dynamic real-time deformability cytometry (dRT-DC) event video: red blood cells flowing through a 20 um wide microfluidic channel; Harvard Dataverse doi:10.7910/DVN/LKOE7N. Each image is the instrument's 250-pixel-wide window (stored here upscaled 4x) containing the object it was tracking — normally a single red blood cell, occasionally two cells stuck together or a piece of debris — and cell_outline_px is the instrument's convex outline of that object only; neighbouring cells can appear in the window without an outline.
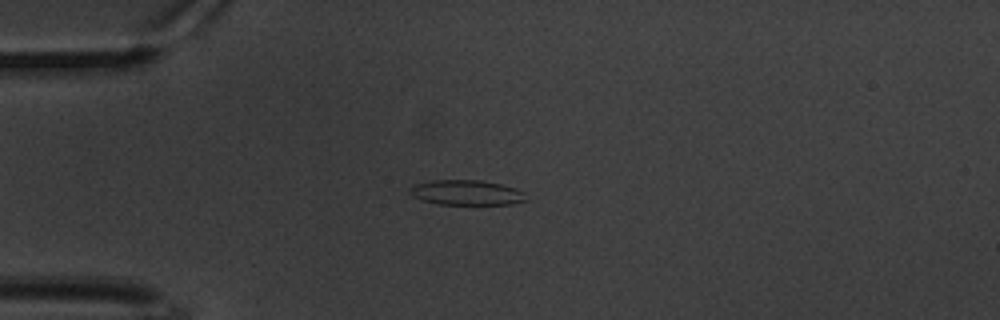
{"species": "common noctule bat (a hibernating species)", "species_latin": "Nyctalus noctula", "temperature_condition": "warm", "stored_images_in_passage": 46, "camera_frame_rate_fps": 3000, "um_per_image_px": 0.085, "animal": {"sex": "male", "body_mass_g": 20.1, "forearm_length_mm": 53.5}, "frame": {"image": 1, "passage_image": 1, "time_ms": 0.0, "image_size_px": [1000, 320], "cell_outline_px": [[528, 200], [512, 204], [440, 204], [424, 200], [412, 196], [408, 188], [416, 184], [432, 180], [480, 180], [500, 184], [516, 188], [524, 192]], "centroid_in_image_um": [39.68, 16.37], "position_along_channel_um": 45.3, "area_um2": 16.88}}
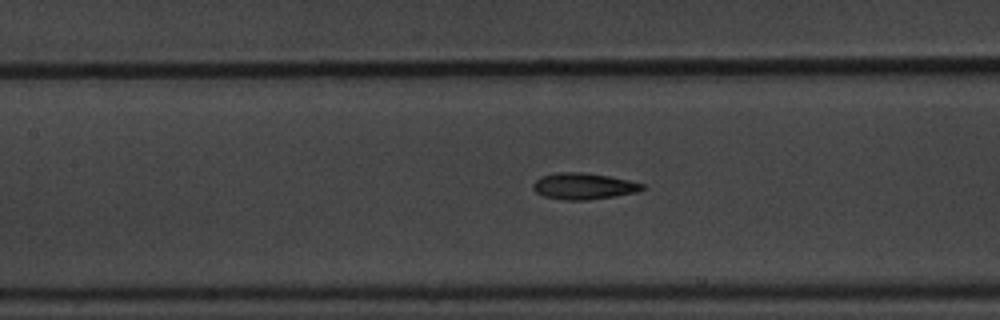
{"frame": {"image": 2, "passage_image": 13, "time_ms": 4.0, "image_size_px": [1000, 320], "cell_outline_px": [[644, 188], [636, 192], [588, 200], [564, 200], [544, 196], [536, 192], [532, 188], [532, 184], [540, 176], [556, 172], [584, 172], [608, 176], [628, 180], [644, 184]], "centroid_in_image_um": [49.55, 15.81], "position_along_channel_um": 157.8, "area_um2": 16.7}}
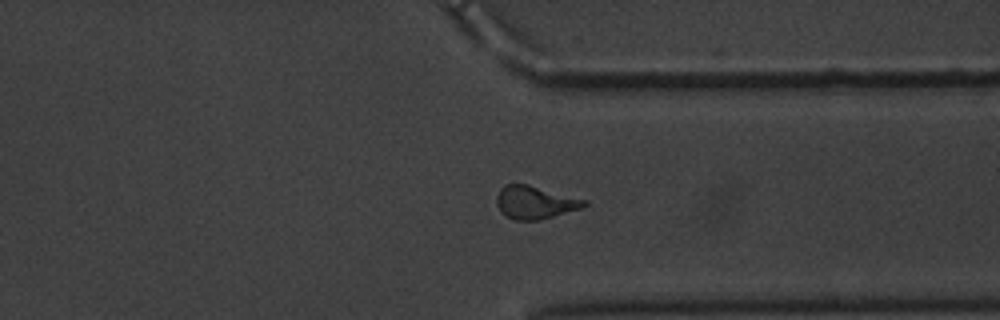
{"frame": {"image": 3, "passage_image": 32, "time_ms": 10.333, "image_size_px": [1000, 320], "cell_outline_px": [[588, 204], [584, 208], [540, 220], [516, 220], [508, 216], [496, 204], [496, 196], [500, 188], [504, 184], [528, 184], [588, 200]], "centroid_in_image_um": [45.53, 17.19], "position_along_channel_um": 365.9, "area_um2": 16.88}, "authors_computed_cell_mechanics": {"area_um2": 16.3574, "velocity_mm_per_s": 3.2937, "shape_relaxation_time_tau1_ms": 5.2951, "shape_relaxation_time_tau2_ms": 2.5754, "deformation_change_tau1": 0.1918, "deformation_change_tau2": 0.1011}}